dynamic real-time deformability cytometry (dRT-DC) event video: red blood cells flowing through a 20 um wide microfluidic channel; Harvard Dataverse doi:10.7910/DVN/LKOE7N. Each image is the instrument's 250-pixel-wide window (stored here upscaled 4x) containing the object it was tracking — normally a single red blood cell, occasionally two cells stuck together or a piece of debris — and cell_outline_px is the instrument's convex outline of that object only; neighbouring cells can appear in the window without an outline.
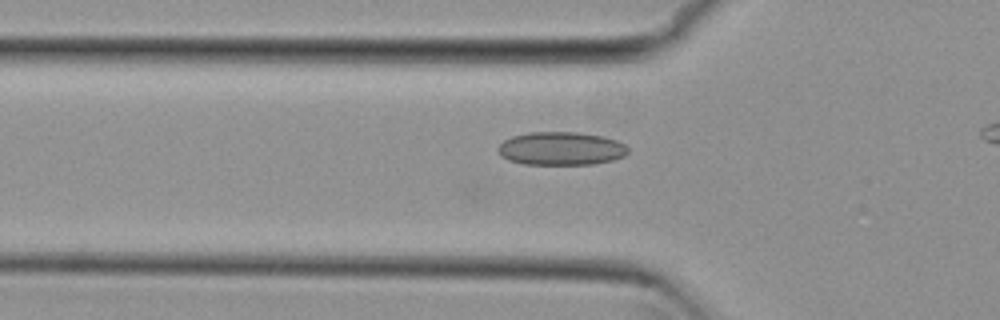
{"species": "common noctule bat (a hibernating species)", "species_latin": "Nyctalus noctula", "temperature_condition": "cold", "stored_images_in_passage": 3, "camera_frame_rate_fps": 3000, "um_per_image_px": 0.085, "animal": {"sex": "female", "body_mass_g": 29.2, "forearm_length_mm": 56.3}, "frame": {"image": 1, "passage_image": 3, "time_ms": 0.667, "image_size_px": [1000, 320], "cell_outline_px": [[628, 152], [624, 156], [612, 160], [592, 164], [524, 164], [508, 160], [500, 156], [496, 148], [504, 140], [512, 136], [528, 132], [576, 132], [604, 136], [616, 140], [624, 144], [628, 148]], "centroid_in_image_um": [47.66, 12.62], "position_along_channel_um": 78.1, "area_um2": 25.32}}